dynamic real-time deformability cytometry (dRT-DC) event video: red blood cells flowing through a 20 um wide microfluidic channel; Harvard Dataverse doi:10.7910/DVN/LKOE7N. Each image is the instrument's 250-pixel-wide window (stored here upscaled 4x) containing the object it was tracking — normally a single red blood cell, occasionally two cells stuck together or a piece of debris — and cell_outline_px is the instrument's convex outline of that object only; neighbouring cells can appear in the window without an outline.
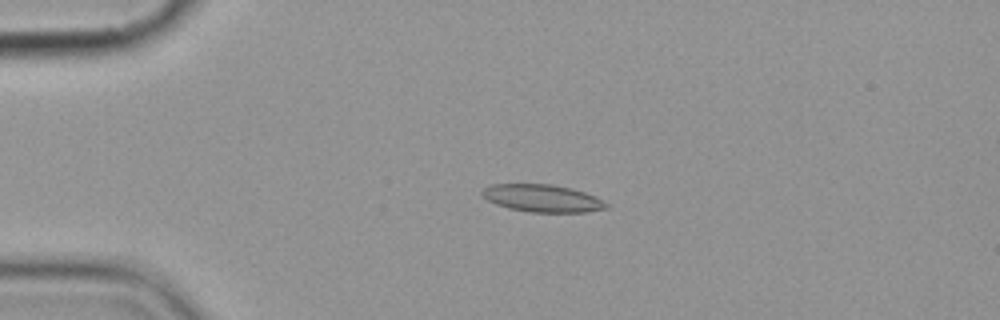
{"species": "common noctule bat (a hibernating species)", "species_latin": "Nyctalus noctula", "temperature_condition": "cold", "stored_images_in_passage": 5, "segment_of_instrument_passage": [1, 2], "camera_frame_rate_fps": 3000, "um_per_image_px": 0.085, "animal": {"sex": "female", "body_mass_g": 19.9}, "frame": {"image": 1, "passage_image": 3, "time_ms": 2.333, "image_size_px": [1000, 320], "cell_outline_px": [[608, 208], [584, 212], [528, 212], [508, 208], [496, 204], [488, 200], [480, 192], [484, 188], [492, 184], [552, 184], [572, 188], [596, 196], [608, 204]], "centroid_in_image_um": [46.11, 16.85], "position_along_channel_um": 38.9, "area_um2": 19.88}}